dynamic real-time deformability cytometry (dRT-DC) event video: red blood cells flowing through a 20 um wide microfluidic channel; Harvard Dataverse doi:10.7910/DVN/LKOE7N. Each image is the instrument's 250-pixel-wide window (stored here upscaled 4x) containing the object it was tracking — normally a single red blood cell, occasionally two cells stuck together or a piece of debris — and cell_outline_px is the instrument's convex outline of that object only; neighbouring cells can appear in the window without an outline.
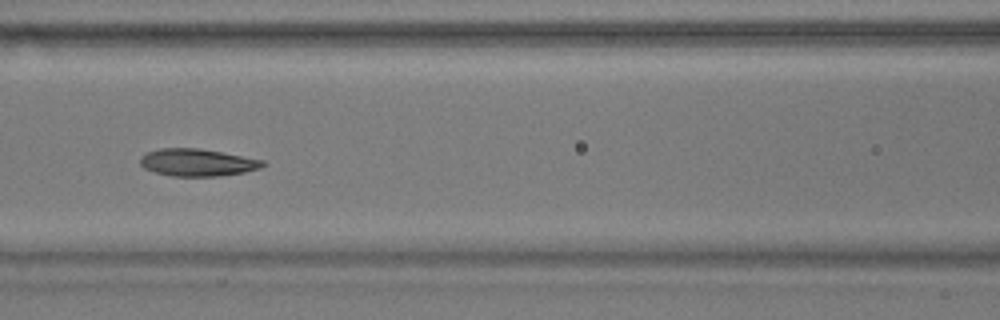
{"species": "common noctule bat (a hibernating species)", "species_latin": "Nyctalus noctula", "temperature_condition": "warm", "stored_images_in_passage": 50, "camera_frame_rate_fps": 3000, "um_per_image_px": 0.085, "animal": {"sex": "male", "body_mass_g": 17.9}, "frame": {"image": 1, "passage_image": 18, "time_ms": 5.667, "image_size_px": [1000, 320], "cell_outline_px": [[268, 164], [260, 168], [244, 172], [220, 176], [172, 176], [156, 172], [144, 168], [140, 164], [140, 156], [148, 152], [160, 148], [200, 148], [264, 160]], "centroid_in_image_um": [16.79, 13.81], "position_along_channel_um": 149.8, "area_um2": 19.54}}
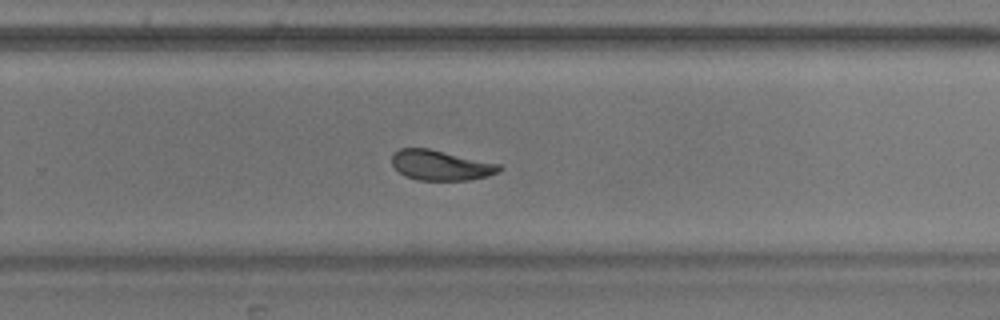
{"frame": {"image": 2, "passage_image": 30, "time_ms": 9.667, "image_size_px": [1000, 320], "cell_outline_px": [[504, 168], [500, 172], [488, 176], [472, 180], [416, 180], [404, 176], [392, 164], [392, 152], [400, 148], [428, 148], [500, 164]], "centroid_in_image_um": [37.48, 14.05], "position_along_channel_um": 292.3, "area_um2": 19.02}}
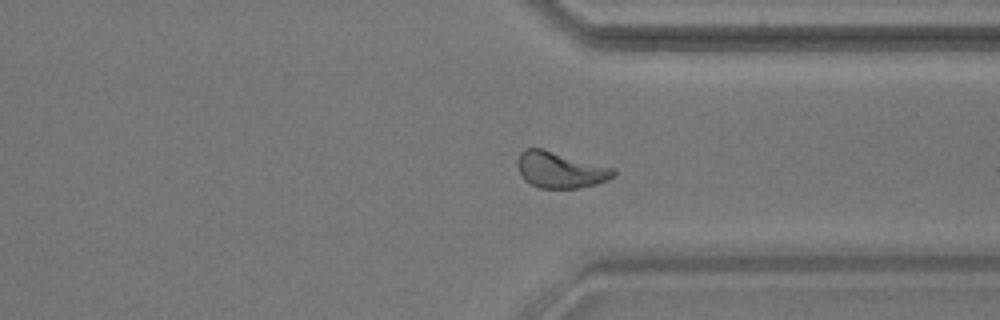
{"frame": {"image": 3, "passage_image": 36, "time_ms": 11.667, "image_size_px": [1000, 320], "cell_outline_px": [[616, 176], [608, 180], [596, 184], [576, 188], [540, 188], [524, 180], [516, 164], [516, 160], [520, 152], [524, 148], [540, 148], [616, 168]], "centroid_in_image_um": [47.63, 14.43], "position_along_channel_um": 363.8, "area_um2": 20.35}, "authors_computed_cell_mechanics": {"area_um2": 20.3167, "velocity_mm_per_s": 3.5756, "shape_relaxation_time_tau1_ms": 6.3052, "shape_relaxation_time_tau2_ms": 2.3608, "deformation_change_tau1": 0.1524, "deformation_change_tau2": 0.0844}}